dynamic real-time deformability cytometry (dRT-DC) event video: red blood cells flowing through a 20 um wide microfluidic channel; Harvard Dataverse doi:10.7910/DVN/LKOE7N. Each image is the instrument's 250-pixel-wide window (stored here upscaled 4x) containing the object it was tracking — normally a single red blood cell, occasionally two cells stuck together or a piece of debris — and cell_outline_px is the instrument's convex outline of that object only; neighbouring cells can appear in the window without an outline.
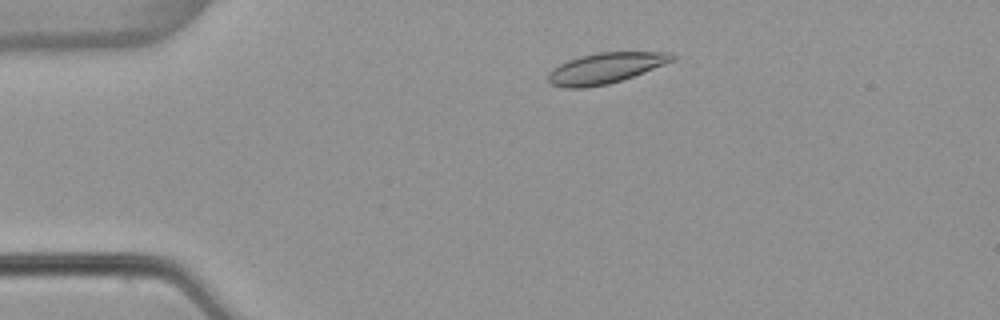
{"species": "common noctule bat (a hibernating species)", "species_latin": "Nyctalus noctula", "temperature_condition": "warm", "stored_images_in_passage": 49, "camera_frame_rate_fps": 3000, "um_per_image_px": 0.085, "animal": {"sex": "female", "body_mass_g": 22.7, "forearm_length_mm": 54.2}, "frame": {"image": 1, "passage_image": 7, "time_ms": 2.0, "image_size_px": [1000, 320], "cell_outline_px": [[676, 56], [672, 60], [664, 64], [644, 72], [608, 84], [584, 88], [564, 88], [552, 84], [548, 80], [548, 72], [552, 68], [568, 60], [580, 56], [596, 52], [672, 52]], "centroid_in_image_um": [51.42, 5.79], "position_along_channel_um": 33.6, "area_um2": 22.02}}
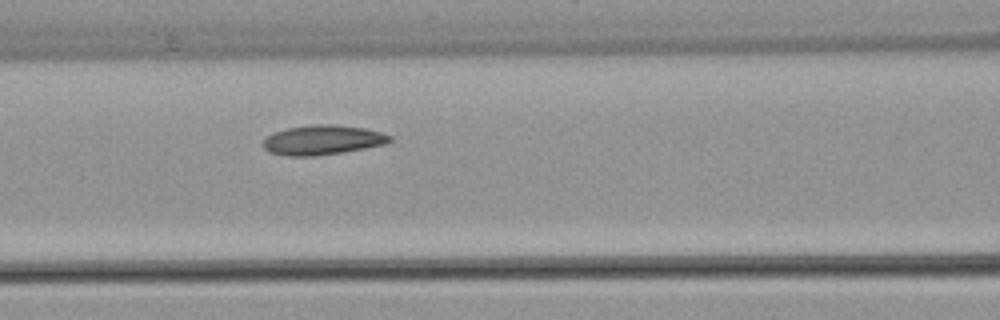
{"frame": {"image": 2, "passage_image": 19, "time_ms": 6.0, "image_size_px": [1000, 320], "cell_outline_px": [[392, 140], [384, 144], [344, 152], [316, 156], [288, 156], [268, 152], [264, 148], [264, 140], [272, 132], [288, 128], [312, 124], [332, 124], [364, 128], [380, 132], [392, 136]], "centroid_in_image_um": [27.4, 11.9], "position_along_channel_um": 139.2, "area_um2": 21.85}}
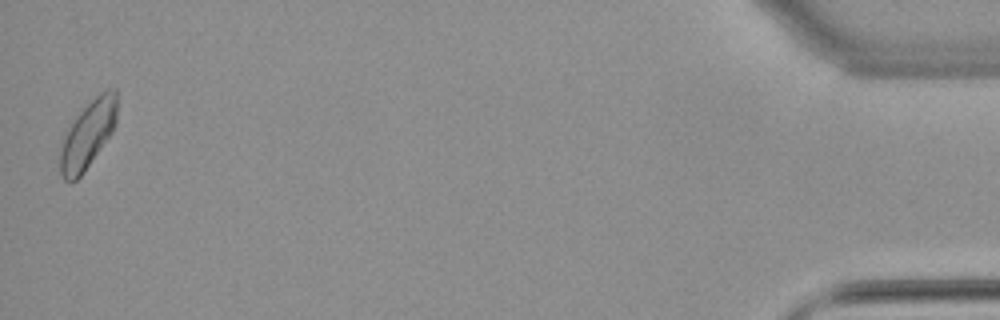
{"frame": {"image": 3, "passage_image": 49, "time_ms": 16.0, "image_size_px": [1000, 320], "cell_outline_px": [[116, 124], [112, 132], [84, 172], [76, 180], [64, 180], [60, 172], [60, 140], [76, 116], [100, 92], [108, 88], [116, 88]], "centroid_in_image_um": [7.45, 11.43], "position_along_channel_um": 427.7, "area_um2": 22.2}, "authors_computed_cell_mechanics": {"area_um2": 21.2704, "velocity_mm_per_s": 3.8142, "shape_relaxation_time_tau1_ms": 5.4726, "shape_relaxation_time_tau2_ms": 3.8191, "deformation_change_tau1": 0.1178, "deformation_change_tau2": 0.1139}}